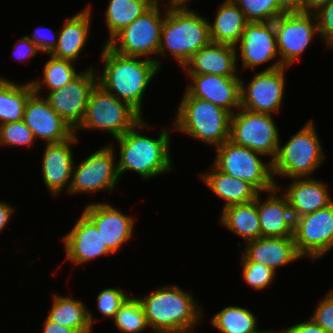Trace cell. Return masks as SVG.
I'll return each instance as SVG.
<instances>
[{
    "label": "cell",
    "instance_id": "16",
    "mask_svg": "<svg viewBox=\"0 0 333 333\" xmlns=\"http://www.w3.org/2000/svg\"><path fill=\"white\" fill-rule=\"evenodd\" d=\"M82 213L95 225L103 243L113 254L133 237V216L123 213L111 203L92 202Z\"/></svg>",
    "mask_w": 333,
    "mask_h": 333
},
{
    "label": "cell",
    "instance_id": "17",
    "mask_svg": "<svg viewBox=\"0 0 333 333\" xmlns=\"http://www.w3.org/2000/svg\"><path fill=\"white\" fill-rule=\"evenodd\" d=\"M23 122L37 140L41 139L46 143H59L74 134V130L51 107L48 99L35 92L26 102Z\"/></svg>",
    "mask_w": 333,
    "mask_h": 333
},
{
    "label": "cell",
    "instance_id": "23",
    "mask_svg": "<svg viewBox=\"0 0 333 333\" xmlns=\"http://www.w3.org/2000/svg\"><path fill=\"white\" fill-rule=\"evenodd\" d=\"M240 262H257L275 272L302 257L297 252L293 237H260L245 243Z\"/></svg>",
    "mask_w": 333,
    "mask_h": 333
},
{
    "label": "cell",
    "instance_id": "22",
    "mask_svg": "<svg viewBox=\"0 0 333 333\" xmlns=\"http://www.w3.org/2000/svg\"><path fill=\"white\" fill-rule=\"evenodd\" d=\"M275 184L272 190L266 192L268 196L263 201L260 196L262 193L257 195L261 237H293L294 218L291 208L285 195L280 192L282 187L277 182Z\"/></svg>",
    "mask_w": 333,
    "mask_h": 333
},
{
    "label": "cell",
    "instance_id": "46",
    "mask_svg": "<svg viewBox=\"0 0 333 333\" xmlns=\"http://www.w3.org/2000/svg\"><path fill=\"white\" fill-rule=\"evenodd\" d=\"M3 200H0V232L5 229V226L8 225L11 219V214L14 213V207Z\"/></svg>",
    "mask_w": 333,
    "mask_h": 333
},
{
    "label": "cell",
    "instance_id": "21",
    "mask_svg": "<svg viewBox=\"0 0 333 333\" xmlns=\"http://www.w3.org/2000/svg\"><path fill=\"white\" fill-rule=\"evenodd\" d=\"M66 259L81 265L104 255L113 253L105 246L95 225L82 213L72 229L61 238Z\"/></svg>",
    "mask_w": 333,
    "mask_h": 333
},
{
    "label": "cell",
    "instance_id": "12",
    "mask_svg": "<svg viewBox=\"0 0 333 333\" xmlns=\"http://www.w3.org/2000/svg\"><path fill=\"white\" fill-rule=\"evenodd\" d=\"M115 151L112 144H109L87 156L77 165L74 161L71 185L67 194L112 192L120 182L114 158Z\"/></svg>",
    "mask_w": 333,
    "mask_h": 333
},
{
    "label": "cell",
    "instance_id": "36",
    "mask_svg": "<svg viewBox=\"0 0 333 333\" xmlns=\"http://www.w3.org/2000/svg\"><path fill=\"white\" fill-rule=\"evenodd\" d=\"M249 22H271L285 12L276 0H232Z\"/></svg>",
    "mask_w": 333,
    "mask_h": 333
},
{
    "label": "cell",
    "instance_id": "13",
    "mask_svg": "<svg viewBox=\"0 0 333 333\" xmlns=\"http://www.w3.org/2000/svg\"><path fill=\"white\" fill-rule=\"evenodd\" d=\"M293 239L302 258L317 260L333 247V203L294 219Z\"/></svg>",
    "mask_w": 333,
    "mask_h": 333
},
{
    "label": "cell",
    "instance_id": "2",
    "mask_svg": "<svg viewBox=\"0 0 333 333\" xmlns=\"http://www.w3.org/2000/svg\"><path fill=\"white\" fill-rule=\"evenodd\" d=\"M148 127L150 125L142 119L133 128L115 139L119 146V159L116 162L120 179L121 175L128 170L136 172L143 181L174 171L170 157L169 130L161 129L156 139L139 132L141 128Z\"/></svg>",
    "mask_w": 333,
    "mask_h": 333
},
{
    "label": "cell",
    "instance_id": "18",
    "mask_svg": "<svg viewBox=\"0 0 333 333\" xmlns=\"http://www.w3.org/2000/svg\"><path fill=\"white\" fill-rule=\"evenodd\" d=\"M235 47L243 68L256 71L257 66L273 61L279 56L274 22H248Z\"/></svg>",
    "mask_w": 333,
    "mask_h": 333
},
{
    "label": "cell",
    "instance_id": "4",
    "mask_svg": "<svg viewBox=\"0 0 333 333\" xmlns=\"http://www.w3.org/2000/svg\"><path fill=\"white\" fill-rule=\"evenodd\" d=\"M158 56L169 52L181 68L211 42L209 20L189 9H165Z\"/></svg>",
    "mask_w": 333,
    "mask_h": 333
},
{
    "label": "cell",
    "instance_id": "5",
    "mask_svg": "<svg viewBox=\"0 0 333 333\" xmlns=\"http://www.w3.org/2000/svg\"><path fill=\"white\" fill-rule=\"evenodd\" d=\"M174 118V129L210 147L216 148L229 140L231 113L186 91Z\"/></svg>",
    "mask_w": 333,
    "mask_h": 333
},
{
    "label": "cell",
    "instance_id": "14",
    "mask_svg": "<svg viewBox=\"0 0 333 333\" xmlns=\"http://www.w3.org/2000/svg\"><path fill=\"white\" fill-rule=\"evenodd\" d=\"M287 68L256 72L247 85L241 78V108L271 115L278 113L284 101Z\"/></svg>",
    "mask_w": 333,
    "mask_h": 333
},
{
    "label": "cell",
    "instance_id": "31",
    "mask_svg": "<svg viewBox=\"0 0 333 333\" xmlns=\"http://www.w3.org/2000/svg\"><path fill=\"white\" fill-rule=\"evenodd\" d=\"M33 92L31 81L19 84L0 77V125L23 120L26 102Z\"/></svg>",
    "mask_w": 333,
    "mask_h": 333
},
{
    "label": "cell",
    "instance_id": "41",
    "mask_svg": "<svg viewBox=\"0 0 333 333\" xmlns=\"http://www.w3.org/2000/svg\"><path fill=\"white\" fill-rule=\"evenodd\" d=\"M322 298L310 318L327 333H333V288Z\"/></svg>",
    "mask_w": 333,
    "mask_h": 333
},
{
    "label": "cell",
    "instance_id": "24",
    "mask_svg": "<svg viewBox=\"0 0 333 333\" xmlns=\"http://www.w3.org/2000/svg\"><path fill=\"white\" fill-rule=\"evenodd\" d=\"M237 61L235 46L211 41L194 53L182 70L187 75L239 76Z\"/></svg>",
    "mask_w": 333,
    "mask_h": 333
},
{
    "label": "cell",
    "instance_id": "6",
    "mask_svg": "<svg viewBox=\"0 0 333 333\" xmlns=\"http://www.w3.org/2000/svg\"><path fill=\"white\" fill-rule=\"evenodd\" d=\"M313 120H309L300 130L290 136L281 145L272 163V177L276 183V176L281 178H306L325 161V154L321 147Z\"/></svg>",
    "mask_w": 333,
    "mask_h": 333
},
{
    "label": "cell",
    "instance_id": "11",
    "mask_svg": "<svg viewBox=\"0 0 333 333\" xmlns=\"http://www.w3.org/2000/svg\"><path fill=\"white\" fill-rule=\"evenodd\" d=\"M278 127L271 114L252 112L244 108L231 114L230 137L233 143L269 155L272 162L280 142Z\"/></svg>",
    "mask_w": 333,
    "mask_h": 333
},
{
    "label": "cell",
    "instance_id": "39",
    "mask_svg": "<svg viewBox=\"0 0 333 333\" xmlns=\"http://www.w3.org/2000/svg\"><path fill=\"white\" fill-rule=\"evenodd\" d=\"M129 296L123 289L105 288L99 292L96 298L97 310L103 315L104 319L106 317L113 319L120 306Z\"/></svg>",
    "mask_w": 333,
    "mask_h": 333
},
{
    "label": "cell",
    "instance_id": "19",
    "mask_svg": "<svg viewBox=\"0 0 333 333\" xmlns=\"http://www.w3.org/2000/svg\"><path fill=\"white\" fill-rule=\"evenodd\" d=\"M188 77L190 82L186 85L185 91L190 96L207 100L231 114L241 108V77L215 74L188 75Z\"/></svg>",
    "mask_w": 333,
    "mask_h": 333
},
{
    "label": "cell",
    "instance_id": "33",
    "mask_svg": "<svg viewBox=\"0 0 333 333\" xmlns=\"http://www.w3.org/2000/svg\"><path fill=\"white\" fill-rule=\"evenodd\" d=\"M212 326L220 333H273L274 331H259L258 318L248 308L227 306L218 311L210 320Z\"/></svg>",
    "mask_w": 333,
    "mask_h": 333
},
{
    "label": "cell",
    "instance_id": "48",
    "mask_svg": "<svg viewBox=\"0 0 333 333\" xmlns=\"http://www.w3.org/2000/svg\"><path fill=\"white\" fill-rule=\"evenodd\" d=\"M329 0H303L302 13H315Z\"/></svg>",
    "mask_w": 333,
    "mask_h": 333
},
{
    "label": "cell",
    "instance_id": "34",
    "mask_svg": "<svg viewBox=\"0 0 333 333\" xmlns=\"http://www.w3.org/2000/svg\"><path fill=\"white\" fill-rule=\"evenodd\" d=\"M50 58L45 62L43 67V80L37 81L32 79L31 83L34 92L40 95L43 87L49 92L62 88L65 84L71 82L80 73L76 71L75 62L64 59H57L48 54Z\"/></svg>",
    "mask_w": 333,
    "mask_h": 333
},
{
    "label": "cell",
    "instance_id": "10",
    "mask_svg": "<svg viewBox=\"0 0 333 333\" xmlns=\"http://www.w3.org/2000/svg\"><path fill=\"white\" fill-rule=\"evenodd\" d=\"M273 22L279 58L264 70L290 67L319 35L314 13H284Z\"/></svg>",
    "mask_w": 333,
    "mask_h": 333
},
{
    "label": "cell",
    "instance_id": "35",
    "mask_svg": "<svg viewBox=\"0 0 333 333\" xmlns=\"http://www.w3.org/2000/svg\"><path fill=\"white\" fill-rule=\"evenodd\" d=\"M113 321L121 333H141L150 328L140 300L133 295L120 306Z\"/></svg>",
    "mask_w": 333,
    "mask_h": 333
},
{
    "label": "cell",
    "instance_id": "9",
    "mask_svg": "<svg viewBox=\"0 0 333 333\" xmlns=\"http://www.w3.org/2000/svg\"><path fill=\"white\" fill-rule=\"evenodd\" d=\"M217 153L213 165L223 173L244 180L259 193L272 190L276 184L272 177V163L264 155L227 140L214 148Z\"/></svg>",
    "mask_w": 333,
    "mask_h": 333
},
{
    "label": "cell",
    "instance_id": "40",
    "mask_svg": "<svg viewBox=\"0 0 333 333\" xmlns=\"http://www.w3.org/2000/svg\"><path fill=\"white\" fill-rule=\"evenodd\" d=\"M319 36L327 49H333V0H329L314 13Z\"/></svg>",
    "mask_w": 333,
    "mask_h": 333
},
{
    "label": "cell",
    "instance_id": "20",
    "mask_svg": "<svg viewBox=\"0 0 333 333\" xmlns=\"http://www.w3.org/2000/svg\"><path fill=\"white\" fill-rule=\"evenodd\" d=\"M77 134L59 143H45L41 161L42 179L51 195L69 191L72 180L74 154L72 144L78 142ZM65 188V190H64Z\"/></svg>",
    "mask_w": 333,
    "mask_h": 333
},
{
    "label": "cell",
    "instance_id": "3",
    "mask_svg": "<svg viewBox=\"0 0 333 333\" xmlns=\"http://www.w3.org/2000/svg\"><path fill=\"white\" fill-rule=\"evenodd\" d=\"M138 299L152 333H191L204 318L193 294L176 285L158 287Z\"/></svg>",
    "mask_w": 333,
    "mask_h": 333
},
{
    "label": "cell",
    "instance_id": "27",
    "mask_svg": "<svg viewBox=\"0 0 333 333\" xmlns=\"http://www.w3.org/2000/svg\"><path fill=\"white\" fill-rule=\"evenodd\" d=\"M210 173H201L199 177L211 191L225 203L222 208L230 205L252 201L258 191L248 182L227 175L218 170L213 164Z\"/></svg>",
    "mask_w": 333,
    "mask_h": 333
},
{
    "label": "cell",
    "instance_id": "15",
    "mask_svg": "<svg viewBox=\"0 0 333 333\" xmlns=\"http://www.w3.org/2000/svg\"><path fill=\"white\" fill-rule=\"evenodd\" d=\"M89 67L62 88L45 95L51 107L74 131L80 126L90 93L98 83L97 69Z\"/></svg>",
    "mask_w": 333,
    "mask_h": 333
},
{
    "label": "cell",
    "instance_id": "38",
    "mask_svg": "<svg viewBox=\"0 0 333 333\" xmlns=\"http://www.w3.org/2000/svg\"><path fill=\"white\" fill-rule=\"evenodd\" d=\"M242 277L246 284L256 290H263L270 286L276 277V272L268 266L257 262H240Z\"/></svg>",
    "mask_w": 333,
    "mask_h": 333
},
{
    "label": "cell",
    "instance_id": "37",
    "mask_svg": "<svg viewBox=\"0 0 333 333\" xmlns=\"http://www.w3.org/2000/svg\"><path fill=\"white\" fill-rule=\"evenodd\" d=\"M34 141H37L34 134L23 120L0 125V146L17 147L25 145L30 148L34 145Z\"/></svg>",
    "mask_w": 333,
    "mask_h": 333
},
{
    "label": "cell",
    "instance_id": "8",
    "mask_svg": "<svg viewBox=\"0 0 333 333\" xmlns=\"http://www.w3.org/2000/svg\"><path fill=\"white\" fill-rule=\"evenodd\" d=\"M161 6H163L161 2L157 1L142 16L118 32L106 45L120 55L152 59L161 68L162 60L157 58L165 17ZM152 55L153 58L150 57Z\"/></svg>",
    "mask_w": 333,
    "mask_h": 333
},
{
    "label": "cell",
    "instance_id": "7",
    "mask_svg": "<svg viewBox=\"0 0 333 333\" xmlns=\"http://www.w3.org/2000/svg\"><path fill=\"white\" fill-rule=\"evenodd\" d=\"M143 119L127 102L119 100L98 83L90 93L85 115L77 130H102L114 139L122 136Z\"/></svg>",
    "mask_w": 333,
    "mask_h": 333
},
{
    "label": "cell",
    "instance_id": "26",
    "mask_svg": "<svg viewBox=\"0 0 333 333\" xmlns=\"http://www.w3.org/2000/svg\"><path fill=\"white\" fill-rule=\"evenodd\" d=\"M91 5L65 18L62 28L58 31V43L49 54L57 59L70 60L76 63L88 42L91 27Z\"/></svg>",
    "mask_w": 333,
    "mask_h": 333
},
{
    "label": "cell",
    "instance_id": "44",
    "mask_svg": "<svg viewBox=\"0 0 333 333\" xmlns=\"http://www.w3.org/2000/svg\"><path fill=\"white\" fill-rule=\"evenodd\" d=\"M273 333H327L323 328L317 325L311 318L307 321L298 322L288 328Z\"/></svg>",
    "mask_w": 333,
    "mask_h": 333
},
{
    "label": "cell",
    "instance_id": "43",
    "mask_svg": "<svg viewBox=\"0 0 333 333\" xmlns=\"http://www.w3.org/2000/svg\"><path fill=\"white\" fill-rule=\"evenodd\" d=\"M38 52H41L39 48L27 36H23L15 42L12 57L23 62L35 57Z\"/></svg>",
    "mask_w": 333,
    "mask_h": 333
},
{
    "label": "cell",
    "instance_id": "32",
    "mask_svg": "<svg viewBox=\"0 0 333 333\" xmlns=\"http://www.w3.org/2000/svg\"><path fill=\"white\" fill-rule=\"evenodd\" d=\"M157 0H109L105 11V25L108 28L107 44L118 32L148 11Z\"/></svg>",
    "mask_w": 333,
    "mask_h": 333
},
{
    "label": "cell",
    "instance_id": "25",
    "mask_svg": "<svg viewBox=\"0 0 333 333\" xmlns=\"http://www.w3.org/2000/svg\"><path fill=\"white\" fill-rule=\"evenodd\" d=\"M287 187L282 193L288 200L294 219L333 203L328 184L314 177L292 178Z\"/></svg>",
    "mask_w": 333,
    "mask_h": 333
},
{
    "label": "cell",
    "instance_id": "29",
    "mask_svg": "<svg viewBox=\"0 0 333 333\" xmlns=\"http://www.w3.org/2000/svg\"><path fill=\"white\" fill-rule=\"evenodd\" d=\"M51 309L46 316L49 320L65 327H71L80 333H92L96 322L83 301L71 296L53 294ZM94 318V319H93Z\"/></svg>",
    "mask_w": 333,
    "mask_h": 333
},
{
    "label": "cell",
    "instance_id": "45",
    "mask_svg": "<svg viewBox=\"0 0 333 333\" xmlns=\"http://www.w3.org/2000/svg\"><path fill=\"white\" fill-rule=\"evenodd\" d=\"M43 326V333H80L74 328L61 326L49 320L47 317L45 318Z\"/></svg>",
    "mask_w": 333,
    "mask_h": 333
},
{
    "label": "cell",
    "instance_id": "30",
    "mask_svg": "<svg viewBox=\"0 0 333 333\" xmlns=\"http://www.w3.org/2000/svg\"><path fill=\"white\" fill-rule=\"evenodd\" d=\"M219 219L221 225L243 238L246 243L261 237L257 196L252 201L223 208Z\"/></svg>",
    "mask_w": 333,
    "mask_h": 333
},
{
    "label": "cell",
    "instance_id": "47",
    "mask_svg": "<svg viewBox=\"0 0 333 333\" xmlns=\"http://www.w3.org/2000/svg\"><path fill=\"white\" fill-rule=\"evenodd\" d=\"M285 13H302L303 0H276Z\"/></svg>",
    "mask_w": 333,
    "mask_h": 333
},
{
    "label": "cell",
    "instance_id": "49",
    "mask_svg": "<svg viewBox=\"0 0 333 333\" xmlns=\"http://www.w3.org/2000/svg\"><path fill=\"white\" fill-rule=\"evenodd\" d=\"M190 0H168V4H166L165 8L171 9H189L188 2Z\"/></svg>",
    "mask_w": 333,
    "mask_h": 333
},
{
    "label": "cell",
    "instance_id": "42",
    "mask_svg": "<svg viewBox=\"0 0 333 333\" xmlns=\"http://www.w3.org/2000/svg\"><path fill=\"white\" fill-rule=\"evenodd\" d=\"M58 33L53 32V30L47 29L45 27L36 28L32 33V36H27L41 52L50 54L58 43Z\"/></svg>",
    "mask_w": 333,
    "mask_h": 333
},
{
    "label": "cell",
    "instance_id": "28",
    "mask_svg": "<svg viewBox=\"0 0 333 333\" xmlns=\"http://www.w3.org/2000/svg\"><path fill=\"white\" fill-rule=\"evenodd\" d=\"M248 22L232 0H224L219 5L214 21L209 22L211 41L237 46Z\"/></svg>",
    "mask_w": 333,
    "mask_h": 333
},
{
    "label": "cell",
    "instance_id": "1",
    "mask_svg": "<svg viewBox=\"0 0 333 333\" xmlns=\"http://www.w3.org/2000/svg\"><path fill=\"white\" fill-rule=\"evenodd\" d=\"M101 49L104 68L101 74L97 73L98 84L142 115L143 96L160 71L157 63L152 59L120 55L106 44Z\"/></svg>",
    "mask_w": 333,
    "mask_h": 333
}]
</instances>
